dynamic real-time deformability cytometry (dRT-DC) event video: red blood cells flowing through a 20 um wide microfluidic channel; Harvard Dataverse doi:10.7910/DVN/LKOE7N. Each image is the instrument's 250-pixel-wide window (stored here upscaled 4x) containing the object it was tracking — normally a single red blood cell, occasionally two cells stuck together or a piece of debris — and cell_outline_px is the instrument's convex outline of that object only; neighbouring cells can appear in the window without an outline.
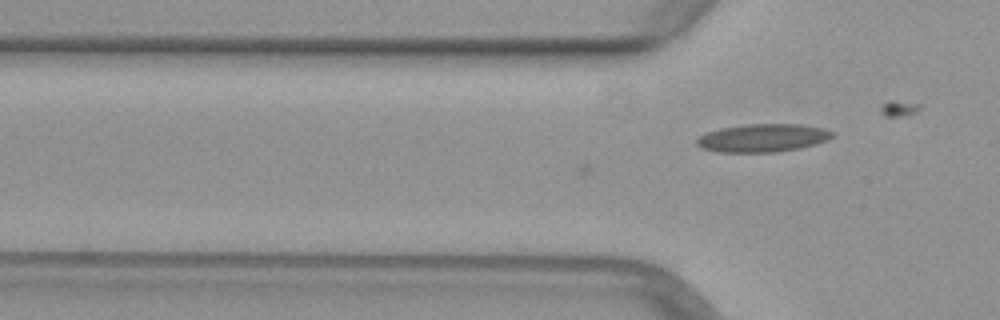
{"species": "common noctule bat (a hibernating species)", "species_latin": "Nyctalus noctula", "temperature_condition": "warm", "stored_images_in_passage": 2, "camera_frame_rate_fps": 3000, "um_per_image_px": 0.085, "animal": {"sex": "female", "body_mass_g": 29.2, "forearm_length_mm": 56.3}, "frame": {"image": 1, "passage_image": 2, "time_ms": 0.333, "image_size_px": [1000, 320], "cell_outline_px": [[832, 136], [828, 140], [816, 144], [800, 148], [776, 152], [720, 152], [700, 148], [696, 144], [696, 140], [700, 136], [708, 132], [720, 128], [748, 124], [800, 124], [824, 128], [832, 132]], "centroid_in_image_um": [64.83, 11.73], "position_along_channel_um": 61.0, "area_um2": 22.14}}